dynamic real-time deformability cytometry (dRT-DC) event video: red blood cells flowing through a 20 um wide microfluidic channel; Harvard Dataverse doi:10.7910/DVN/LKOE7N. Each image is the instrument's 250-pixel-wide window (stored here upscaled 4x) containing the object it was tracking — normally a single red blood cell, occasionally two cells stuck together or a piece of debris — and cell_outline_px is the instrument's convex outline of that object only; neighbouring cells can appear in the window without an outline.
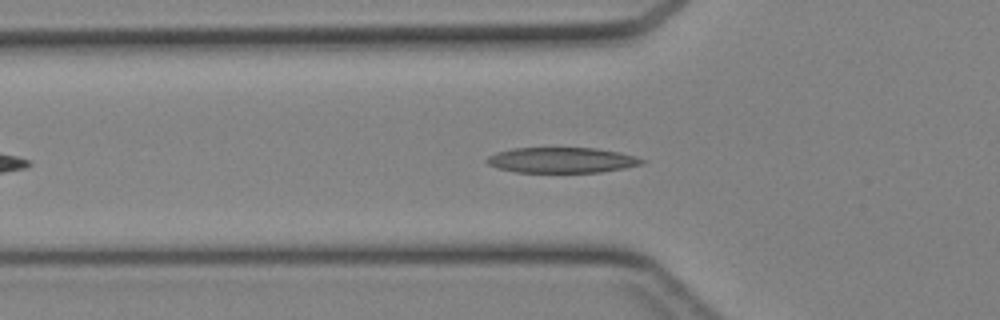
{"species": "Egyptian fruit bat (a non-hibernating species)", "species_latin": "Rousettus aegyptiacus", "temperature_condition": "cold", "stored_images_in_passage": 33, "camera_frame_rate_fps": 3000, "um_per_image_px": 0.085, "animal": {"sex": "female"}, "frame": {"image": 1, "passage_image": 7, "time_ms": 2.0, "image_size_px": [1000, 320], "cell_outline_px": [[648, 160], [644, 164], [624, 168], [600, 172], [516, 172], [496, 168], [488, 164], [484, 160], [488, 156], [496, 152], [512, 148], [596, 148], [620, 152], [636, 156]], "centroid_in_image_um": [47.76, 13.61], "position_along_channel_um": 78.0, "area_um2": 23.24}}
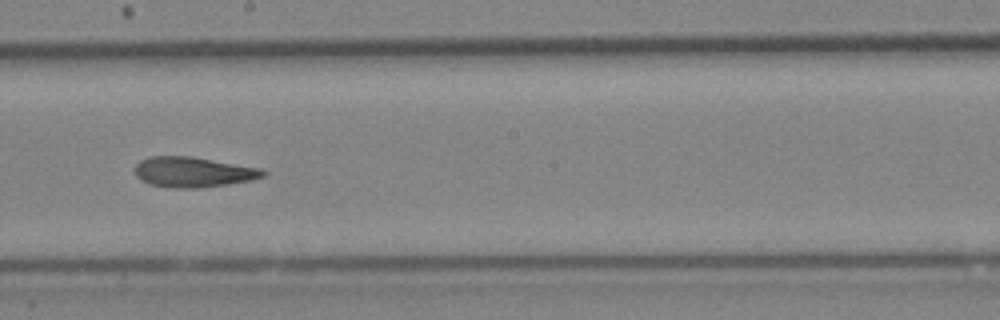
{"frame": {"image": 2, "passage_image": 17, "time_ms": 5.333, "image_size_px": [1000, 320], "cell_outline_px": [[268, 172], [264, 176], [252, 180], [228, 184], [200, 188], [176, 188], [152, 184], [140, 180], [136, 176], [136, 164], [140, 160], [148, 156], [192, 156], [260, 168]], "centroid_in_image_um": [16.43, 14.62], "position_along_channel_um": 231.8, "area_um2": 22.6}}
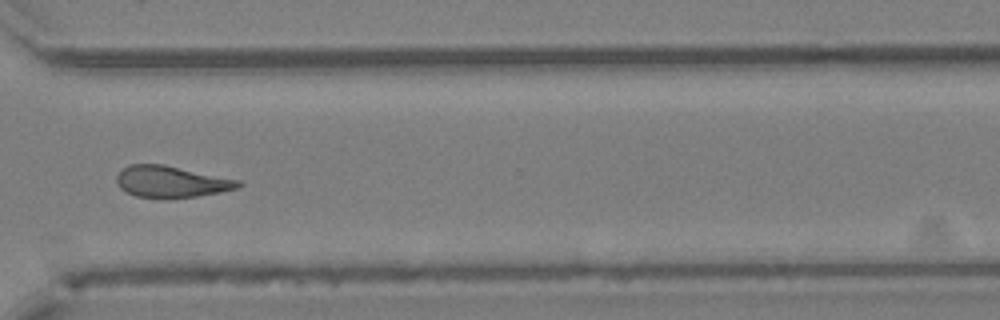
{"frame": {"image": 3, "passage_image": 25, "time_ms": 8.0, "image_size_px": [1000, 320], "cell_outline_px": [[244, 184], [236, 188], [220, 192], [196, 196], [136, 196], [124, 192], [116, 184], [116, 176], [128, 164], [164, 164], [240, 180]], "centroid_in_image_um": [14.54, 15.41], "position_along_channel_um": 356.1, "area_um2": 21.91}}